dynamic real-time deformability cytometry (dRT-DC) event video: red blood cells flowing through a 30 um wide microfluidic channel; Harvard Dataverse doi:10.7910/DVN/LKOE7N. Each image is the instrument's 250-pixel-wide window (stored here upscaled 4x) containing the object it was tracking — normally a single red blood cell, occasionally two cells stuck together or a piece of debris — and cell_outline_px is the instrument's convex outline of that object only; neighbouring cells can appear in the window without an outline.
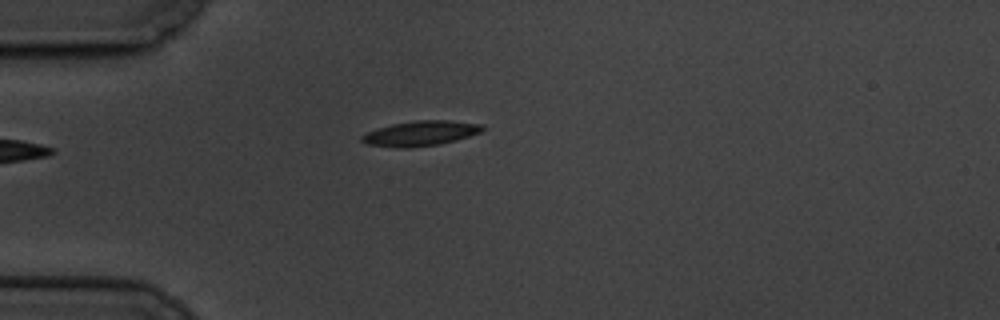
{"species": "common noctule bat (a hibernating species)", "species_latin": "Nyctalus noctula", "temperature_condition": "cold", "stored_images_in_passage": 2, "camera_frame_rate_fps": 3000, "um_per_image_px": 0.085, "animal": {"sex": "male", "body_mass_g": 19.5, "forearm_length_mm": 54.6}, "frame": {"image": 1, "passage_image": 2, "time_ms": 1.0, "image_size_px": [1000, 320], "cell_outline_px": [[484, 128], [480, 132], [456, 140], [440, 144], [408, 148], [400, 148], [368, 144], [360, 140], [360, 136], [376, 128], [392, 124], [416, 120], [448, 120], [480, 124]], "centroid_in_image_um": [35.71, 11.33], "position_along_channel_um": 49.3, "area_um2": 17.46}}